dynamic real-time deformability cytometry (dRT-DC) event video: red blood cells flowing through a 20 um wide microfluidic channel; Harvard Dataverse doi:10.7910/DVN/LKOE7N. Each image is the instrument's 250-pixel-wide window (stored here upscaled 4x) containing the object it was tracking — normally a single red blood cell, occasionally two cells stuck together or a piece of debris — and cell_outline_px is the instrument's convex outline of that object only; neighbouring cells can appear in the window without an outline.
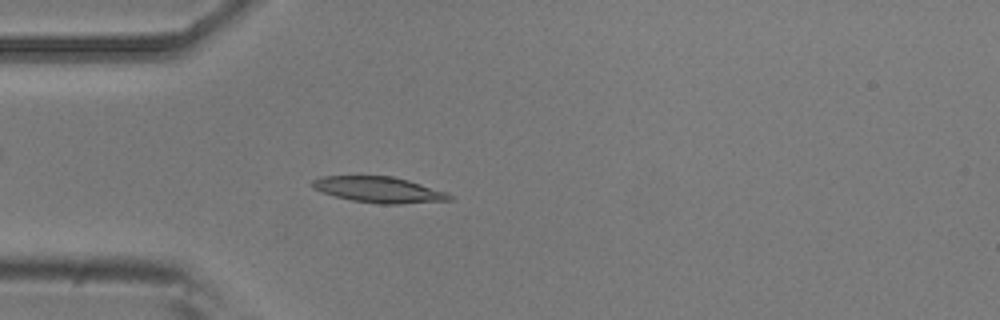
{"species": "common noctule bat (a hibernating species)", "species_latin": "Nyctalus noctula", "temperature_condition": "room temperature", "stored_images_in_passage": 4, "camera_frame_rate_fps": 3000, "um_per_image_px": 0.085, "animal": {"sex": "male", "body_mass_g": 20.5, "forearm_length_mm": 52.5}, "frame": {"image": 1, "passage_image": 4, "time_ms": 1.0, "image_size_px": [1000, 320], "cell_outline_px": [[452, 200], [400, 204], [380, 204], [352, 200], [336, 196], [312, 188], [308, 184], [312, 180], [324, 176], [392, 176], [408, 180], [448, 192], [452, 196]], "centroid_in_image_um": [32.21, 16.12], "position_along_channel_um": 52.8, "area_um2": 20.69}}